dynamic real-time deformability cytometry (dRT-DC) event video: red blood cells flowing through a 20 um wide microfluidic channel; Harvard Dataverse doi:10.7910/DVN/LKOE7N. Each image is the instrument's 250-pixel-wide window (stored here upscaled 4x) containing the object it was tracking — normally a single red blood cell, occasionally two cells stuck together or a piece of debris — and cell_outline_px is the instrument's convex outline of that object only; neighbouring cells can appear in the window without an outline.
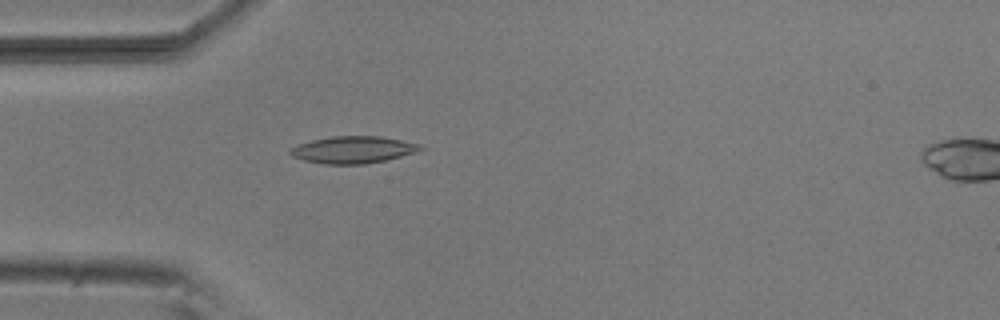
{"species": "common noctule bat (a hibernating species)", "species_latin": "Nyctalus noctula", "temperature_condition": "room temperature", "stored_images_in_passage": 53, "camera_frame_rate_fps": 3000, "um_per_image_px": 0.085, "animal": {"sex": "male", "body_mass_g": 20.5, "forearm_length_mm": 52.5}, "frame": {"image": 1, "passage_image": 15, "time_ms": 4.667, "image_size_px": [1000, 320], "cell_outline_px": [[424, 148], [400, 156], [384, 160], [364, 164], [324, 164], [304, 160], [292, 156], [288, 152], [292, 148], [300, 144], [312, 140], [332, 136], [380, 136], [420, 144]], "centroid_in_image_um": [29.98, 12.72], "position_along_channel_um": 55.0, "area_um2": 20.11}}
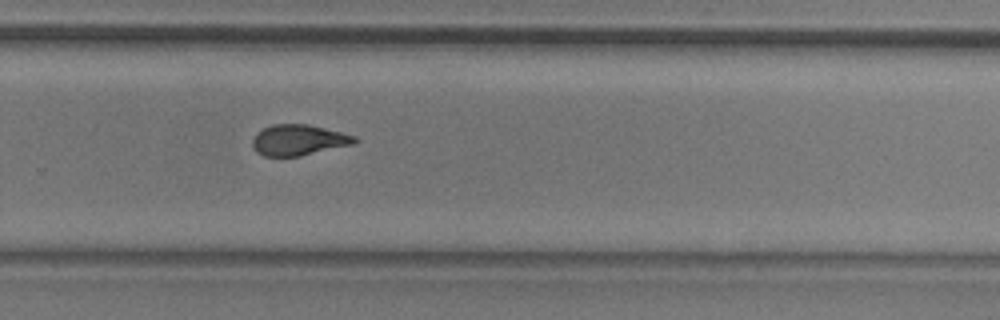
{"frame": {"image": 2, "passage_image": 35, "time_ms": 11.333, "image_size_px": [1000, 320], "cell_outline_px": [[360, 140], [356, 144], [300, 156], [264, 156], [256, 152], [252, 144], [252, 140], [256, 132], [272, 124], [308, 124], [356, 136]], "centroid_in_image_um": [25.4, 11.9], "position_along_channel_um": 304.4, "area_um2": 18.5}}
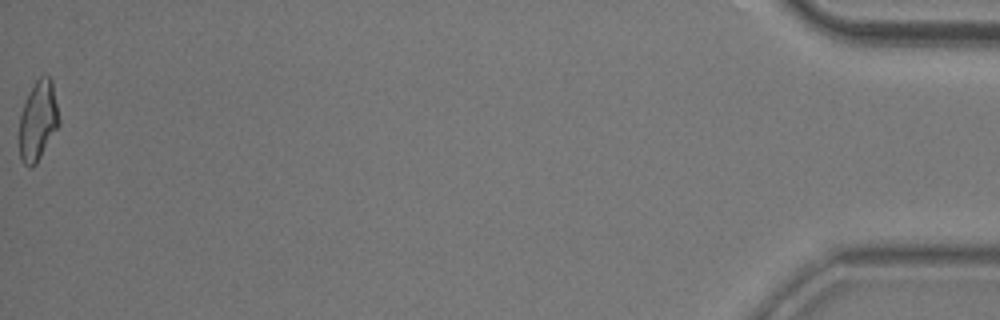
{"frame": {"image": 3, "passage_image": 53, "time_ms": 17.333, "image_size_px": [1000, 320], "cell_outline_px": [[60, 124], [36, 164], [32, 168], [28, 168], [20, 160], [16, 136], [20, 116], [24, 100], [28, 92], [36, 80], [40, 76], [48, 76], [52, 80], [60, 120]], "centroid_in_image_um": [3.18, 10.31], "position_along_channel_um": 432.0, "area_um2": 19.19}, "authors_computed_cell_mechanics": {"area_um2": 19.0162, "velocity_mm_per_s": 3.8144, "shape_relaxation_time_tau1_ms": 5.2796, "shape_relaxation_time_tau2_ms": 2.2983, "deformation_change_tau1": 0.1679, "deformation_change_tau2": 0.0899}}